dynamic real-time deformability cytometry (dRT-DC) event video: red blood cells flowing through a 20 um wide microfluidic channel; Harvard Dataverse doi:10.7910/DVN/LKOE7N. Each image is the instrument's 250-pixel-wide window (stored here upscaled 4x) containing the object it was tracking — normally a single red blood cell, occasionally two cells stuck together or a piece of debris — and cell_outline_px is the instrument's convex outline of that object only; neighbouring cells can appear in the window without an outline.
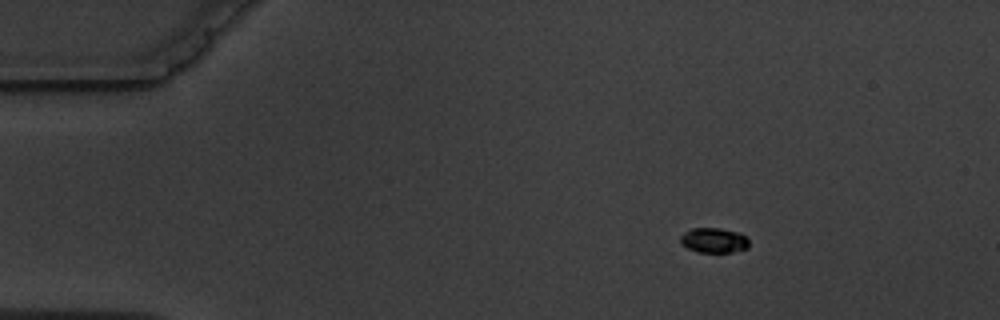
{"species": "common noctule bat (a hibernating species)", "species_latin": "Nyctalus noctula", "temperature_condition": "warm", "stored_images_in_passage": 3, "camera_frame_rate_fps": 3000, "um_per_image_px": 0.085, "animal": {"sex": "male", "body_mass_g": 19.5, "forearm_length_mm": 54.6}, "frame": {"image": 1, "passage_image": 1, "time_ms": 0.0, "image_size_px": [1000, 320], "cell_outline_px": [[748, 248], [732, 252], [696, 252], [680, 244], [680, 236], [684, 232], [692, 228], [720, 228], [740, 232], [748, 240]], "centroid_in_image_um": [60.65, 20.42], "position_along_channel_um": 24.3, "area_um2": 10.06}}